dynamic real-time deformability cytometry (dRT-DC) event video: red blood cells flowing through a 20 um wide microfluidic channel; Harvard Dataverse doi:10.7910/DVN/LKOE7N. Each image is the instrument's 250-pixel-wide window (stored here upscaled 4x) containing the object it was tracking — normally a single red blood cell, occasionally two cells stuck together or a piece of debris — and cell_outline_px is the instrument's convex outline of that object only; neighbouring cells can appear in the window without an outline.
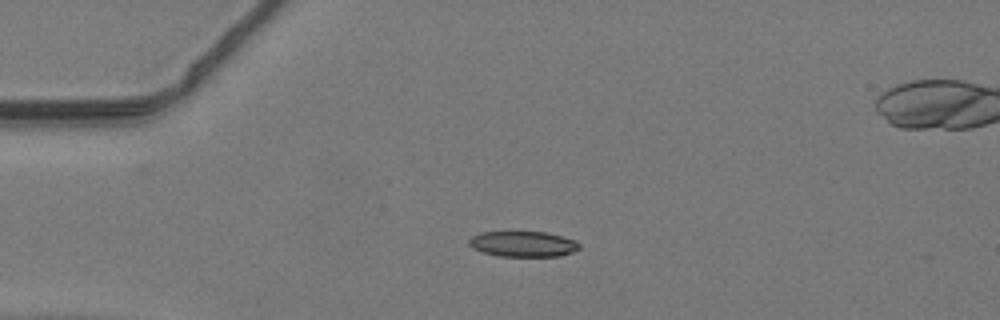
{"species": "common noctule bat (a hibernating species)", "species_latin": "Nyctalus noctula", "temperature_condition": "warm", "stored_images_in_passage": 38, "camera_frame_rate_fps": 3000, "um_per_image_px": 0.085, "animal": {"sex": "male", "body_mass_g": 19.2, "forearm_length_mm": 51.8}, "frame": {"image": 1, "passage_image": 1, "time_ms": 0.0, "image_size_px": [1000, 320], "cell_outline_px": [[580, 248], [572, 252], [560, 256], [500, 256], [480, 252], [472, 248], [468, 244], [468, 240], [472, 236], [480, 232], [544, 232], [576, 240], [580, 244]], "centroid_in_image_um": [44.43, 20.74], "position_along_channel_um": 40.6, "area_um2": 16.47}}
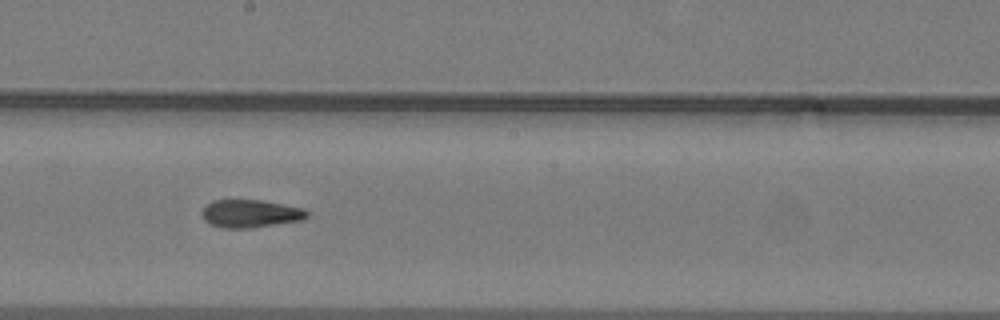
{"frame": {"image": 2, "passage_image": 16, "time_ms": 5.0, "image_size_px": [1000, 320], "cell_outline_px": [[308, 216], [304, 220], [252, 228], [220, 228], [204, 220], [204, 208], [212, 200], [260, 200], [304, 208], [308, 212]], "centroid_in_image_um": [21.34, 18.16], "position_along_channel_um": 226.9, "area_um2": 16.99}}
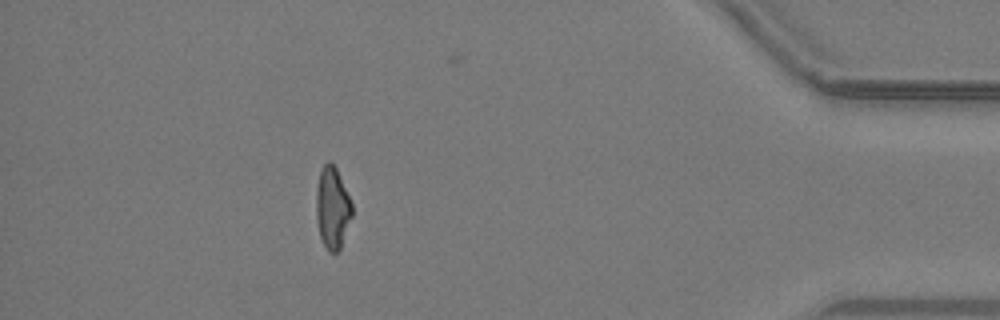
{"frame": {"image": 3, "passage_image": 32, "time_ms": 10.333, "image_size_px": [1000, 320], "cell_outline_px": [[352, 216], [340, 248], [336, 252], [328, 252], [320, 236], [316, 220], [316, 192], [320, 168], [328, 160], [336, 168], [352, 204]], "centroid_in_image_um": [28.24, 17.66], "position_along_channel_um": 407.0, "area_um2": 16.94}}